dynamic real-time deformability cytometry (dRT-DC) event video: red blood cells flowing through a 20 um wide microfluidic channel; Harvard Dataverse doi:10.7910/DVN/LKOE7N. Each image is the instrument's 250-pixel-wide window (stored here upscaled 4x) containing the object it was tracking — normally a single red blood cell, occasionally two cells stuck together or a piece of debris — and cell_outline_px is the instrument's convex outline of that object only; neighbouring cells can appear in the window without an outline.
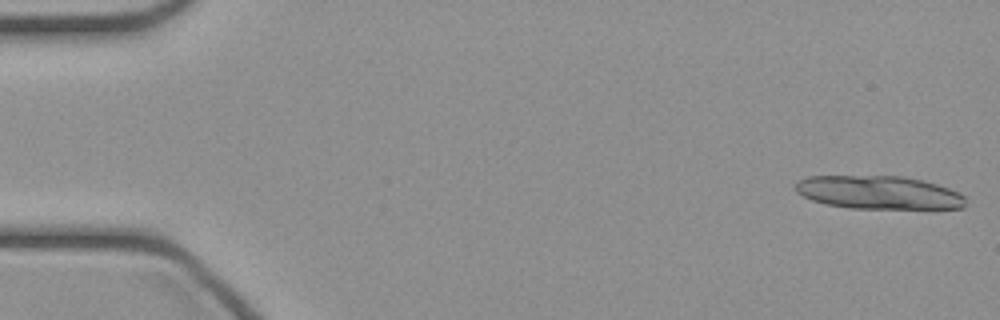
{"species": "common noctule bat (a hibernating species)", "species_latin": "Nyctalus noctula", "temperature_condition": "cold", "stored_images_in_passage": 18, "camera_frame_rate_fps": 3000, "um_per_image_px": 0.085, "animal": {"sex": "female", "body_mass_g": 21.9}, "frame": {"image": 1, "passage_image": 1, "time_ms": 0.0, "image_size_px": [1000, 320], "cell_outline_px": [[964, 208], [848, 208], [828, 204], [812, 200], [796, 192], [796, 184], [800, 180], [808, 176], [904, 176], [924, 180], [948, 188], [964, 196]], "centroid_in_image_um": [74.68, 16.35], "position_along_channel_um": 10.3, "area_um2": 32.66}}
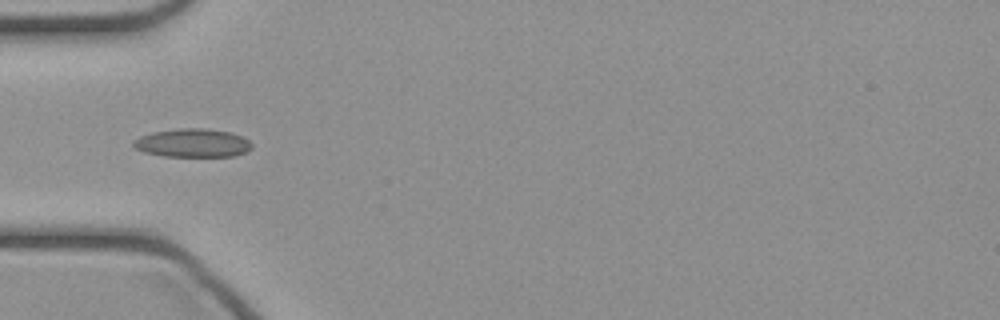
{"frame": {"image": 2, "passage_image": 15, "time_ms": 4.667, "image_size_px": [1000, 320], "cell_outline_px": [[252, 148], [248, 152], [236, 156], [164, 156], [144, 152], [136, 148], [132, 144], [132, 140], [140, 136], [152, 132], [176, 128], [208, 128], [232, 132], [248, 140], [252, 144]], "centroid_in_image_um": [16.39, 12.14], "position_along_channel_um": 68.6, "area_um2": 19.88}}